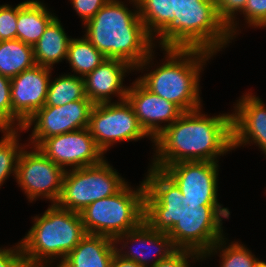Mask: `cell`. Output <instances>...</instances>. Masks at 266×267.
Listing matches in <instances>:
<instances>
[{"label": "cell", "instance_id": "6da1fadb", "mask_svg": "<svg viewBox=\"0 0 266 267\" xmlns=\"http://www.w3.org/2000/svg\"><path fill=\"white\" fill-rule=\"evenodd\" d=\"M201 110L183 112L154 139L151 167L184 161L219 162L221 155L233 150L232 114L208 117Z\"/></svg>", "mask_w": 266, "mask_h": 267}, {"label": "cell", "instance_id": "7a4b0ae2", "mask_svg": "<svg viewBox=\"0 0 266 267\" xmlns=\"http://www.w3.org/2000/svg\"><path fill=\"white\" fill-rule=\"evenodd\" d=\"M129 3L136 9L129 10L120 0H109L84 24L83 36L106 58L123 60L138 72L149 69L146 66L154 58L156 45L139 16L137 0Z\"/></svg>", "mask_w": 266, "mask_h": 267}, {"label": "cell", "instance_id": "3957f363", "mask_svg": "<svg viewBox=\"0 0 266 267\" xmlns=\"http://www.w3.org/2000/svg\"><path fill=\"white\" fill-rule=\"evenodd\" d=\"M162 51L166 62L138 80L149 91L174 103L183 112L202 108L200 72L214 54L200 49L162 48Z\"/></svg>", "mask_w": 266, "mask_h": 267}, {"label": "cell", "instance_id": "277c9868", "mask_svg": "<svg viewBox=\"0 0 266 267\" xmlns=\"http://www.w3.org/2000/svg\"><path fill=\"white\" fill-rule=\"evenodd\" d=\"M49 206L41 216L32 218L33 226L20 240L29 267H50L59 258L58 266L87 234L78 212L57 204Z\"/></svg>", "mask_w": 266, "mask_h": 267}, {"label": "cell", "instance_id": "5b68a950", "mask_svg": "<svg viewBox=\"0 0 266 267\" xmlns=\"http://www.w3.org/2000/svg\"><path fill=\"white\" fill-rule=\"evenodd\" d=\"M173 13L175 26L158 42L161 49H200L216 55L233 40L214 0H173Z\"/></svg>", "mask_w": 266, "mask_h": 267}, {"label": "cell", "instance_id": "8992f818", "mask_svg": "<svg viewBox=\"0 0 266 267\" xmlns=\"http://www.w3.org/2000/svg\"><path fill=\"white\" fill-rule=\"evenodd\" d=\"M133 189L127 183L116 194L85 207L79 214L86 233L115 240L119 235L136 229L144 221V180Z\"/></svg>", "mask_w": 266, "mask_h": 267}, {"label": "cell", "instance_id": "52a82bcc", "mask_svg": "<svg viewBox=\"0 0 266 267\" xmlns=\"http://www.w3.org/2000/svg\"><path fill=\"white\" fill-rule=\"evenodd\" d=\"M128 182L106 158L99 164L65 171L59 207L80 213L94 201L119 192Z\"/></svg>", "mask_w": 266, "mask_h": 267}, {"label": "cell", "instance_id": "ba28073f", "mask_svg": "<svg viewBox=\"0 0 266 267\" xmlns=\"http://www.w3.org/2000/svg\"><path fill=\"white\" fill-rule=\"evenodd\" d=\"M228 208L221 206H186L179 222L167 233L178 250H189L202 257L222 237V220L229 218Z\"/></svg>", "mask_w": 266, "mask_h": 267}, {"label": "cell", "instance_id": "9c48e42d", "mask_svg": "<svg viewBox=\"0 0 266 267\" xmlns=\"http://www.w3.org/2000/svg\"><path fill=\"white\" fill-rule=\"evenodd\" d=\"M88 129L104 154L114 143L121 141H138L149 137L154 142L141 127L126 99L120 102L94 104Z\"/></svg>", "mask_w": 266, "mask_h": 267}, {"label": "cell", "instance_id": "30bf717a", "mask_svg": "<svg viewBox=\"0 0 266 267\" xmlns=\"http://www.w3.org/2000/svg\"><path fill=\"white\" fill-rule=\"evenodd\" d=\"M28 146L33 149L27 151L24 146L18 157L16 182L29 202L43 197L56 204L62 193L65 170L47 158L38 147Z\"/></svg>", "mask_w": 266, "mask_h": 267}, {"label": "cell", "instance_id": "8fae6325", "mask_svg": "<svg viewBox=\"0 0 266 267\" xmlns=\"http://www.w3.org/2000/svg\"><path fill=\"white\" fill-rule=\"evenodd\" d=\"M218 162L184 161L167 167H153L162 170L180 189L186 206H222L218 202Z\"/></svg>", "mask_w": 266, "mask_h": 267}, {"label": "cell", "instance_id": "7c38bea8", "mask_svg": "<svg viewBox=\"0 0 266 267\" xmlns=\"http://www.w3.org/2000/svg\"><path fill=\"white\" fill-rule=\"evenodd\" d=\"M144 178V221L153 229L168 233L178 222L183 194L162 171L150 166Z\"/></svg>", "mask_w": 266, "mask_h": 267}, {"label": "cell", "instance_id": "4fadbf2b", "mask_svg": "<svg viewBox=\"0 0 266 267\" xmlns=\"http://www.w3.org/2000/svg\"><path fill=\"white\" fill-rule=\"evenodd\" d=\"M93 106L89 99L62 106L44 105L25 122L21 132L28 131L34 125L29 144L37 147L46 138L88 127Z\"/></svg>", "mask_w": 266, "mask_h": 267}, {"label": "cell", "instance_id": "5bb4252c", "mask_svg": "<svg viewBox=\"0 0 266 267\" xmlns=\"http://www.w3.org/2000/svg\"><path fill=\"white\" fill-rule=\"evenodd\" d=\"M37 147L65 171L68 166L71 169L93 166L105 158L88 127L46 138Z\"/></svg>", "mask_w": 266, "mask_h": 267}, {"label": "cell", "instance_id": "9a60e30c", "mask_svg": "<svg viewBox=\"0 0 266 267\" xmlns=\"http://www.w3.org/2000/svg\"><path fill=\"white\" fill-rule=\"evenodd\" d=\"M51 68L35 65L11 78L12 129L25 122L46 102Z\"/></svg>", "mask_w": 266, "mask_h": 267}, {"label": "cell", "instance_id": "2e32d148", "mask_svg": "<svg viewBox=\"0 0 266 267\" xmlns=\"http://www.w3.org/2000/svg\"><path fill=\"white\" fill-rule=\"evenodd\" d=\"M126 100L141 127L153 140L183 113L174 103L149 91L138 79L128 87Z\"/></svg>", "mask_w": 266, "mask_h": 267}, {"label": "cell", "instance_id": "e0dca14e", "mask_svg": "<svg viewBox=\"0 0 266 267\" xmlns=\"http://www.w3.org/2000/svg\"><path fill=\"white\" fill-rule=\"evenodd\" d=\"M114 241L116 246L119 244L122 245V247L120 246V249L116 247V252L121 257L132 260L142 267H153L158 262L170 257L178 250L167 233L153 230L145 221H143L136 229L119 235ZM130 242L138 245V247H129L128 244ZM126 248L127 251H123ZM129 248L130 250H128ZM154 248H156V251L153 253ZM151 254L155 257L153 255L150 256Z\"/></svg>", "mask_w": 266, "mask_h": 267}, {"label": "cell", "instance_id": "ac0fdd59", "mask_svg": "<svg viewBox=\"0 0 266 267\" xmlns=\"http://www.w3.org/2000/svg\"><path fill=\"white\" fill-rule=\"evenodd\" d=\"M234 105L233 150L254 143L266 155V104L256 95L246 92Z\"/></svg>", "mask_w": 266, "mask_h": 267}, {"label": "cell", "instance_id": "d6986e66", "mask_svg": "<svg viewBox=\"0 0 266 267\" xmlns=\"http://www.w3.org/2000/svg\"><path fill=\"white\" fill-rule=\"evenodd\" d=\"M133 69L123 60L106 58L83 77L86 97L94 104L110 103L112 95L118 97V102L125 100L128 87L123 86L124 77Z\"/></svg>", "mask_w": 266, "mask_h": 267}, {"label": "cell", "instance_id": "ffe728a7", "mask_svg": "<svg viewBox=\"0 0 266 267\" xmlns=\"http://www.w3.org/2000/svg\"><path fill=\"white\" fill-rule=\"evenodd\" d=\"M116 247L112 238L87 233L57 267H111Z\"/></svg>", "mask_w": 266, "mask_h": 267}, {"label": "cell", "instance_id": "44dd1931", "mask_svg": "<svg viewBox=\"0 0 266 267\" xmlns=\"http://www.w3.org/2000/svg\"><path fill=\"white\" fill-rule=\"evenodd\" d=\"M58 17L46 27L41 38L33 45L36 65L53 69V65L67 59L70 38Z\"/></svg>", "mask_w": 266, "mask_h": 267}, {"label": "cell", "instance_id": "7402d4cb", "mask_svg": "<svg viewBox=\"0 0 266 267\" xmlns=\"http://www.w3.org/2000/svg\"><path fill=\"white\" fill-rule=\"evenodd\" d=\"M55 17L39 0L21 2L18 4L16 39L33 46Z\"/></svg>", "mask_w": 266, "mask_h": 267}, {"label": "cell", "instance_id": "603a6c76", "mask_svg": "<svg viewBox=\"0 0 266 267\" xmlns=\"http://www.w3.org/2000/svg\"><path fill=\"white\" fill-rule=\"evenodd\" d=\"M137 3L147 33L154 41H160L175 26L173 0H137Z\"/></svg>", "mask_w": 266, "mask_h": 267}, {"label": "cell", "instance_id": "cb8c5ba5", "mask_svg": "<svg viewBox=\"0 0 266 267\" xmlns=\"http://www.w3.org/2000/svg\"><path fill=\"white\" fill-rule=\"evenodd\" d=\"M36 65L33 46L21 40L0 41V74L8 78Z\"/></svg>", "mask_w": 266, "mask_h": 267}, {"label": "cell", "instance_id": "d4e9b609", "mask_svg": "<svg viewBox=\"0 0 266 267\" xmlns=\"http://www.w3.org/2000/svg\"><path fill=\"white\" fill-rule=\"evenodd\" d=\"M106 57L84 36L72 38L68 46L67 61L72 72L79 77H85L99 66Z\"/></svg>", "mask_w": 266, "mask_h": 267}, {"label": "cell", "instance_id": "484cf974", "mask_svg": "<svg viewBox=\"0 0 266 267\" xmlns=\"http://www.w3.org/2000/svg\"><path fill=\"white\" fill-rule=\"evenodd\" d=\"M88 99L82 77L63 74L49 83L45 105L62 106L67 103Z\"/></svg>", "mask_w": 266, "mask_h": 267}, {"label": "cell", "instance_id": "4316f807", "mask_svg": "<svg viewBox=\"0 0 266 267\" xmlns=\"http://www.w3.org/2000/svg\"><path fill=\"white\" fill-rule=\"evenodd\" d=\"M227 238L222 237L211 249L203 256L202 260L210 257L212 254L220 252V267H256L260 260L247 249L244 244L237 241L227 244Z\"/></svg>", "mask_w": 266, "mask_h": 267}, {"label": "cell", "instance_id": "83f0119b", "mask_svg": "<svg viewBox=\"0 0 266 267\" xmlns=\"http://www.w3.org/2000/svg\"><path fill=\"white\" fill-rule=\"evenodd\" d=\"M4 134L0 140V186L3 185L5 180L9 178L11 174L16 177L17 162L20 152L24 148L19 145L18 129H4L0 132Z\"/></svg>", "mask_w": 266, "mask_h": 267}, {"label": "cell", "instance_id": "f1b7e54d", "mask_svg": "<svg viewBox=\"0 0 266 267\" xmlns=\"http://www.w3.org/2000/svg\"><path fill=\"white\" fill-rule=\"evenodd\" d=\"M214 2L218 18L228 28L231 38L235 39L234 37L237 36L235 34H237L239 31L236 29L239 25V22L237 23L236 16L238 15V12L242 13L244 11L248 0H214Z\"/></svg>", "mask_w": 266, "mask_h": 267}, {"label": "cell", "instance_id": "f546056e", "mask_svg": "<svg viewBox=\"0 0 266 267\" xmlns=\"http://www.w3.org/2000/svg\"><path fill=\"white\" fill-rule=\"evenodd\" d=\"M17 19L18 4L15 7L0 5V41L16 39Z\"/></svg>", "mask_w": 266, "mask_h": 267}, {"label": "cell", "instance_id": "4dcf8cb0", "mask_svg": "<svg viewBox=\"0 0 266 267\" xmlns=\"http://www.w3.org/2000/svg\"><path fill=\"white\" fill-rule=\"evenodd\" d=\"M11 79L0 74V130L12 129Z\"/></svg>", "mask_w": 266, "mask_h": 267}, {"label": "cell", "instance_id": "1f68e13d", "mask_svg": "<svg viewBox=\"0 0 266 267\" xmlns=\"http://www.w3.org/2000/svg\"><path fill=\"white\" fill-rule=\"evenodd\" d=\"M243 14L250 27H266V0H248Z\"/></svg>", "mask_w": 266, "mask_h": 267}, {"label": "cell", "instance_id": "d6a6232c", "mask_svg": "<svg viewBox=\"0 0 266 267\" xmlns=\"http://www.w3.org/2000/svg\"><path fill=\"white\" fill-rule=\"evenodd\" d=\"M83 24L92 19L109 0H70Z\"/></svg>", "mask_w": 266, "mask_h": 267}, {"label": "cell", "instance_id": "836d02e7", "mask_svg": "<svg viewBox=\"0 0 266 267\" xmlns=\"http://www.w3.org/2000/svg\"><path fill=\"white\" fill-rule=\"evenodd\" d=\"M0 267H29L20 242L13 247H0Z\"/></svg>", "mask_w": 266, "mask_h": 267}, {"label": "cell", "instance_id": "e575fe53", "mask_svg": "<svg viewBox=\"0 0 266 267\" xmlns=\"http://www.w3.org/2000/svg\"><path fill=\"white\" fill-rule=\"evenodd\" d=\"M191 258L193 262L195 260H201L203 257L195 252L189 250H177L170 257L161 260L153 267H190L189 259Z\"/></svg>", "mask_w": 266, "mask_h": 267}, {"label": "cell", "instance_id": "d590c367", "mask_svg": "<svg viewBox=\"0 0 266 267\" xmlns=\"http://www.w3.org/2000/svg\"><path fill=\"white\" fill-rule=\"evenodd\" d=\"M111 267H142V266H140L138 263L132 260L124 259L116 252L115 255L113 256Z\"/></svg>", "mask_w": 266, "mask_h": 267}, {"label": "cell", "instance_id": "8d00e7d4", "mask_svg": "<svg viewBox=\"0 0 266 267\" xmlns=\"http://www.w3.org/2000/svg\"><path fill=\"white\" fill-rule=\"evenodd\" d=\"M256 267H266V262L260 260Z\"/></svg>", "mask_w": 266, "mask_h": 267}]
</instances>
